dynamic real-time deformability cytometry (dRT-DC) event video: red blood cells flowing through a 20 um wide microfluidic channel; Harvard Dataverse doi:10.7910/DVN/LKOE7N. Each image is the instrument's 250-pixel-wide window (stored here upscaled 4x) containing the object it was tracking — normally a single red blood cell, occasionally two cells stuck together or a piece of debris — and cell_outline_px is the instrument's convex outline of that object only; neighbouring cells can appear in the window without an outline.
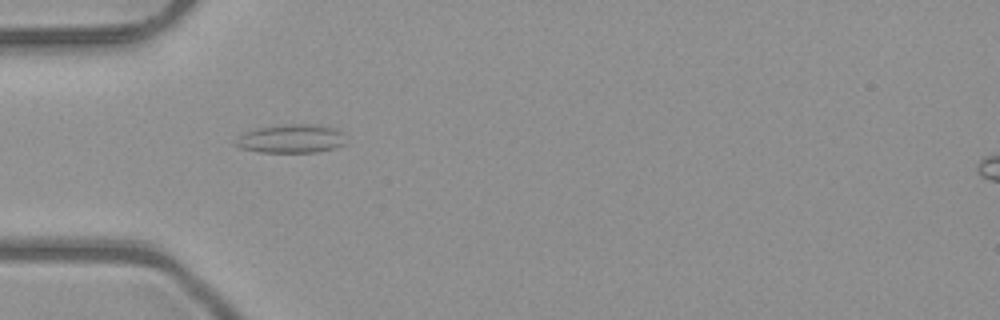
{"species": "common noctule bat (a hibernating species)", "species_latin": "Nyctalus noctula", "temperature_condition": "room temperature", "stored_images_in_passage": 6, "camera_frame_rate_fps": 3000, "um_per_image_px": 0.085, "animal": {"sex": "male", "body_mass_g": 23.1, "forearm_length_mm": 52.7}, "frame": {"image": 1, "passage_image": 2, "time_ms": 0.333, "image_size_px": [1000, 320], "cell_outline_px": [[344, 144], [336, 148], [316, 152], [260, 152], [240, 148], [232, 144], [244, 132], [256, 128], [280, 124], [316, 124], [336, 128], [340, 132]], "centroid_in_image_um": [24.7, 11.78], "position_along_channel_um": 60.3, "area_um2": 18.44}}